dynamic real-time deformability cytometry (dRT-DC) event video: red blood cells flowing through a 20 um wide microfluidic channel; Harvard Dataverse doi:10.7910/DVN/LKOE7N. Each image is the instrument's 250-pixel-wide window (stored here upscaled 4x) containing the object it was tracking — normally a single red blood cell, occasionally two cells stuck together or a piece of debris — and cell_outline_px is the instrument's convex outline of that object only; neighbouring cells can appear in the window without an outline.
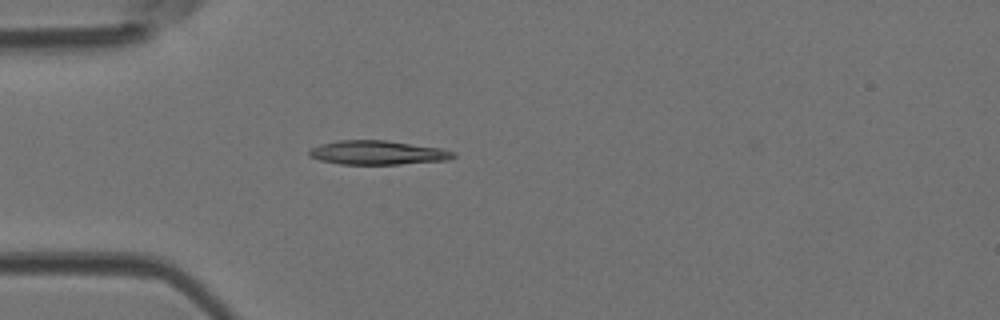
{"species": "Egyptian fruit bat (a non-hibernating species)", "species_latin": "Rousettus aegyptiacus", "temperature_condition": "room temperature", "stored_images_in_passage": 4, "camera_frame_rate_fps": 3000, "um_per_image_px": 0.085, "animal": {"sex": "female"}, "frame": {"image": 1, "passage_image": 4, "time_ms": 1.0, "image_size_px": [1000, 320], "cell_outline_px": [[456, 156], [448, 160], [400, 164], [340, 164], [320, 160], [312, 156], [308, 152], [312, 148], [320, 144], [340, 140], [384, 140], [440, 148], [456, 152]], "centroid_in_image_um": [32.13, 12.97], "position_along_channel_um": 52.9, "area_um2": 20.0}}